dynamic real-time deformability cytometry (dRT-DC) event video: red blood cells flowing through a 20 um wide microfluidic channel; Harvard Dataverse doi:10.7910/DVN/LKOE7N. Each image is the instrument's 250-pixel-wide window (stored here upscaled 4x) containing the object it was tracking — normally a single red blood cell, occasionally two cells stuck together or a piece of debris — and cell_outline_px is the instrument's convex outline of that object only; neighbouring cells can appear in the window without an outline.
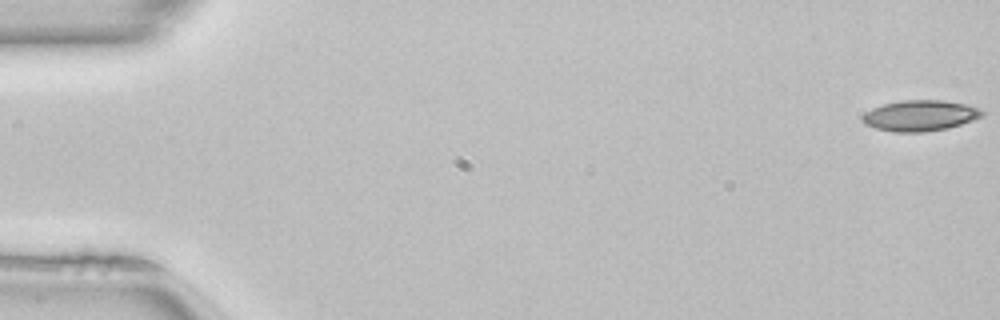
{"species": "common noctule bat (a hibernating species)", "species_latin": "Nyctalus noctula", "temperature_condition": "room temperature", "stored_images_in_passage": 51, "camera_frame_rate_fps": 3000, "um_per_image_px": 0.085, "animal": {"sex": "female", "body_mass_g": 22.7, "forearm_length_mm": 54.2}, "frame": {"image": 1, "passage_image": 1, "time_ms": 0.0, "image_size_px": [1000, 320], "cell_outline_px": [[984, 116], [960, 124], [944, 128], [924, 132], [896, 132], [876, 128], [864, 124], [860, 120], [860, 116], [864, 112], [872, 108], [884, 104], [900, 100], [944, 100], [964, 104], [980, 108], [984, 112]], "centroid_in_image_um": [78.16, 9.82], "position_along_channel_um": 6.8, "area_um2": 21.5}}
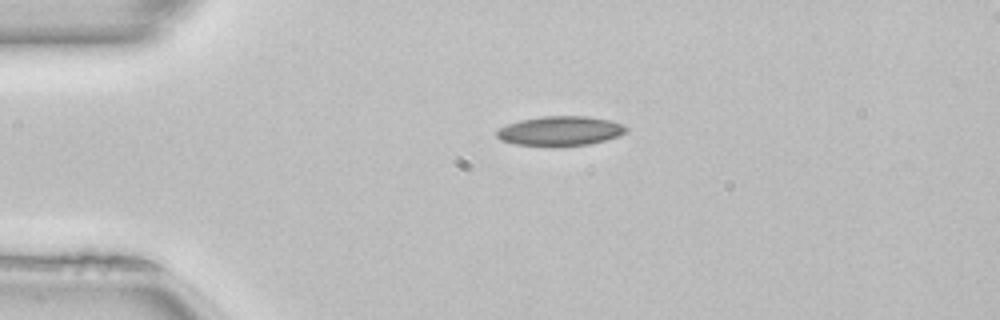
{"frame": {"image": 2, "passage_image": 12, "time_ms": 3.667, "image_size_px": [1000, 320], "cell_outline_px": [[628, 132], [604, 140], [588, 144], [516, 144], [500, 140], [496, 136], [496, 132], [500, 128], [508, 124], [520, 120], [544, 116], [588, 116], [608, 120], [624, 124], [628, 128]], "centroid_in_image_um": [47.64, 11.09], "position_along_channel_um": 37.4, "area_um2": 21.56}}
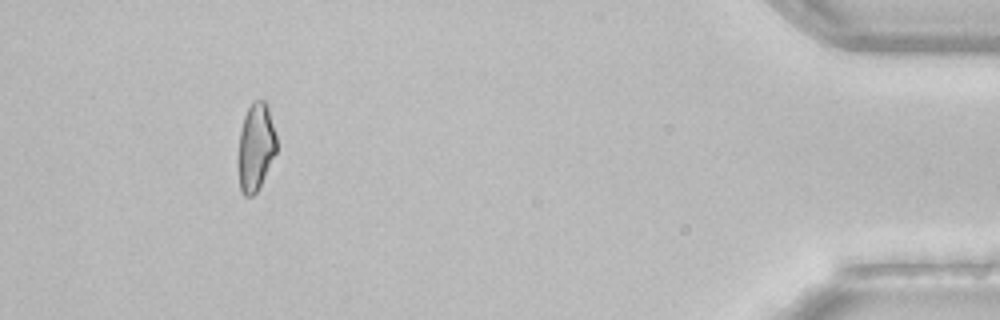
{"frame": {"image": 3, "passage_image": 47, "time_ms": 15.333, "image_size_px": [1000, 320], "cell_outline_px": [[276, 152], [260, 188], [252, 196], [244, 196], [240, 188], [236, 168], [236, 160], [240, 132], [244, 116], [252, 100], [264, 100], [268, 104], [276, 136]], "centroid_in_image_um": [21.71, 12.52], "position_along_channel_um": 413.5, "area_um2": 20.17}, "authors_computed_cell_mechanics": {"area_um2": 21.386, "velocity_mm_per_s": 4.0843, "shape_relaxation_time_tau1_ms": 7.1569, "shape_relaxation_time_tau2_ms": 9.6355, "deformation_change_tau1": 0.1523, "deformation_change_tau2": 0.1784}}